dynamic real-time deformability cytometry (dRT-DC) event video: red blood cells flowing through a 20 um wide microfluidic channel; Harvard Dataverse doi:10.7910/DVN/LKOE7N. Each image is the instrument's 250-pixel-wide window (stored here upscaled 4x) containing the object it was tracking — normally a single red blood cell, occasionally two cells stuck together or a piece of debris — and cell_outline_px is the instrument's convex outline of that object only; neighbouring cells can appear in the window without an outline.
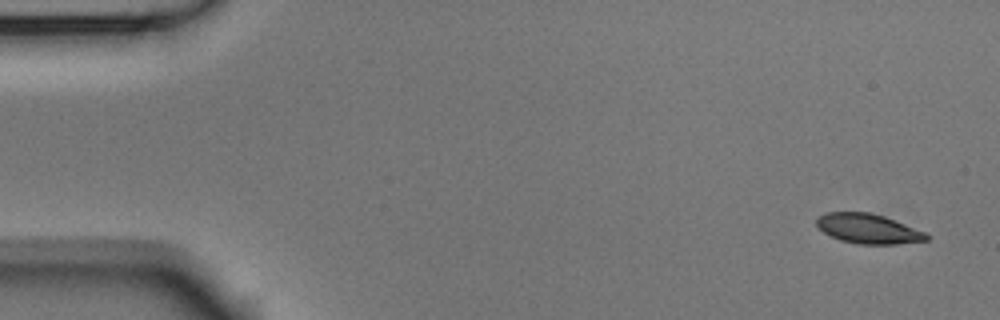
{"species": "Egyptian fruit bat (a non-hibernating species)", "species_latin": "Rousettus aegyptiacus", "temperature_condition": "room temperature", "stored_images_in_passage": 6, "camera_frame_rate_fps": 3000, "um_per_image_px": 0.085, "animal": {"sex": "male"}, "frame": {"image": 1, "passage_image": 1, "time_ms": 0.0, "image_size_px": [1000, 320], "cell_outline_px": [[932, 236], [928, 240], [896, 244], [856, 244], [840, 240], [824, 232], [816, 224], [816, 220], [824, 212], [868, 212], [884, 216], [928, 232]], "centroid_in_image_um": [73.86, 19.44], "position_along_channel_um": 11.1, "area_um2": 19.19}}
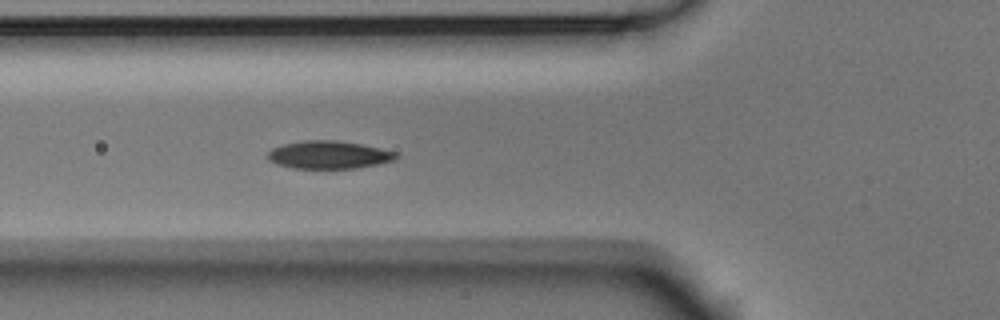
{"frame": {"image": 2, "passage_image": 6, "time_ms": 1.667, "image_size_px": [1000, 320], "cell_outline_px": [[400, 156], [396, 160], [356, 168], [292, 168], [276, 164], [268, 156], [268, 152], [272, 148], [284, 144], [304, 140], [336, 140], [360, 144], [380, 148], [396, 152]], "centroid_in_image_um": [27.98, 13.15], "position_along_channel_um": 97.8, "area_um2": 20.69}}